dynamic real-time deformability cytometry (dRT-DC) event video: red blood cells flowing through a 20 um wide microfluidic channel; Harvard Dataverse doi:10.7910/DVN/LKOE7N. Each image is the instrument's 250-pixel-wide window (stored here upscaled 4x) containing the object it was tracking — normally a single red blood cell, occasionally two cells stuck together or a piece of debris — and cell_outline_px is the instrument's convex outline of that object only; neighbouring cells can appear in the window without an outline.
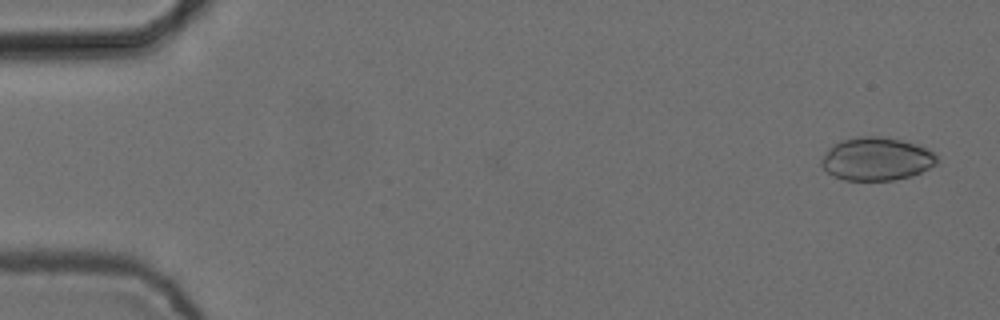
{"species": "common noctule bat (a hibernating species)", "species_latin": "Nyctalus noctula", "temperature_condition": "cold", "stored_images_in_passage": 2, "camera_frame_rate_fps": 3000, "um_per_image_px": 0.085, "animal": {"sex": "female", "body_mass_g": 24.6, "forearm_length_mm": 56.2}, "frame": {"image": 1, "passage_image": 2, "time_ms": 0.333, "image_size_px": [1000, 320], "cell_outline_px": [[940, 160], [936, 164], [912, 176], [892, 180], [844, 180], [832, 176], [820, 164], [820, 160], [828, 148], [832, 144], [840, 140], [860, 136], [888, 136], [920, 144], [928, 148]], "centroid_in_image_um": [74.51, 13.48], "position_along_channel_um": 10.5, "area_um2": 29.54}}